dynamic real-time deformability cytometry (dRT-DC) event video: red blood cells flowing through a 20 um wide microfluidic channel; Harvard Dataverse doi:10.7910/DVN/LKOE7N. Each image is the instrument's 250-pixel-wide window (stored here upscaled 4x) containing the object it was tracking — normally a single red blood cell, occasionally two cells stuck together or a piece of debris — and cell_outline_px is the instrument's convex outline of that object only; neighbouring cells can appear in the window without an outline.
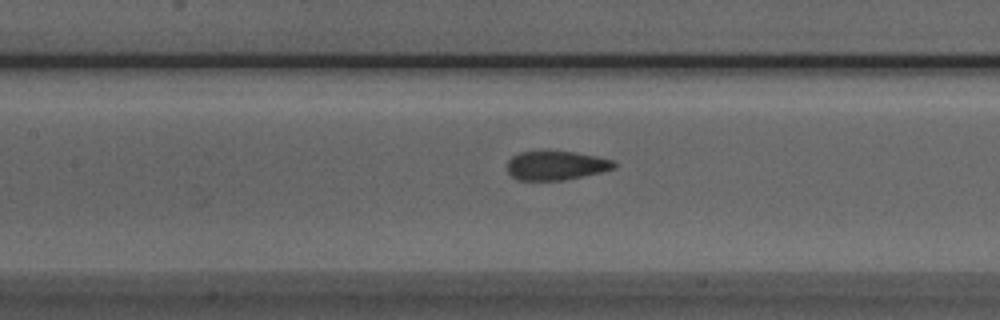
{"species": "Egyptian fruit bat (a non-hibernating species)", "species_latin": "Rousettus aegyptiacus", "temperature_condition": "room temperature", "stored_images_in_passage": 27, "camera_frame_rate_fps": 3000, "um_per_image_px": 0.085, "animal": {"sex": "male"}, "frame": {"image": 1, "passage_image": 9, "time_ms": 2.667, "image_size_px": [1000, 320], "cell_outline_px": [[616, 168], [600, 172], [564, 180], [516, 180], [508, 172], [508, 160], [512, 156], [520, 152], [576, 152], [616, 160]], "centroid_in_image_um": [47.29, 14.07], "position_along_channel_um": 160.1, "area_um2": 17.98}}
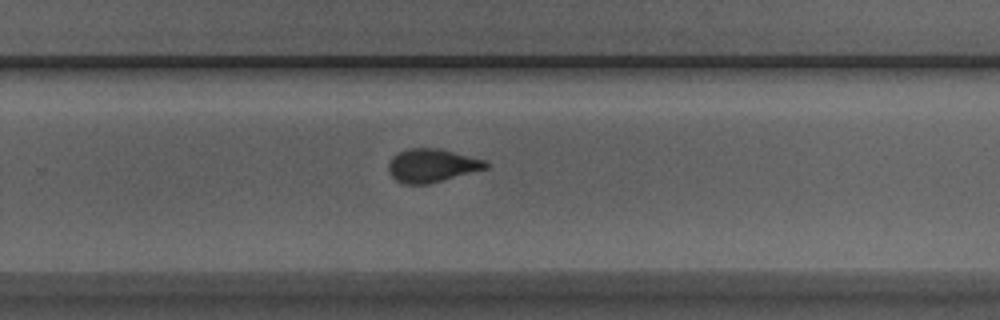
{"frame": {"image": 2, "passage_image": 19, "time_ms": 6.0, "image_size_px": [1000, 320], "cell_outline_px": [[488, 168], [428, 184], [404, 184], [396, 180], [388, 172], [388, 164], [392, 156], [408, 148], [440, 148], [488, 160]], "centroid_in_image_um": [36.73, 14.06], "position_along_channel_um": 293.1, "area_um2": 19.07}}
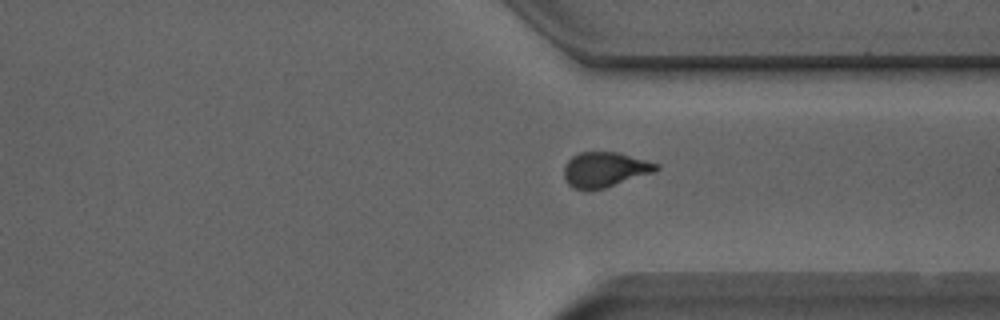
{"frame": {"image": 3, "passage_image": 24, "time_ms": 7.667, "image_size_px": [1000, 320], "cell_outline_px": [[660, 168], [652, 172], [604, 188], [588, 192], [572, 188], [564, 180], [564, 164], [572, 156], [580, 152], [616, 152], [660, 164]], "centroid_in_image_um": [51.34, 14.43], "position_along_channel_um": 360.1, "area_um2": 18.9}}